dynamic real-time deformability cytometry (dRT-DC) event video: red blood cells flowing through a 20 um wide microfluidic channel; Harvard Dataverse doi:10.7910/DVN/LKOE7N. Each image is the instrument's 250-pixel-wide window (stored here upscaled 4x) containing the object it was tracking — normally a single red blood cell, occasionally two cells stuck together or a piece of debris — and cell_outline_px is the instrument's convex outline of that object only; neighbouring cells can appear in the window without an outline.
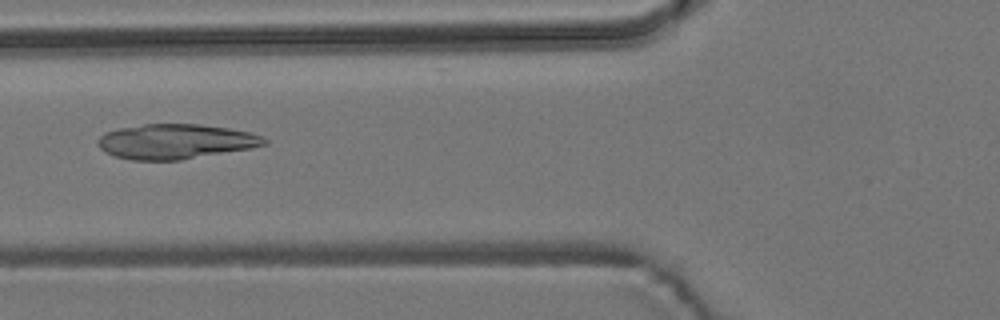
{"species": "common noctule bat (a hibernating species)", "species_latin": "Nyctalus noctula", "temperature_condition": "room temperature", "stored_images_in_passage": 5, "camera_frame_rate_fps": 3000, "um_per_image_px": 0.085, "animal": {"sex": "male", "body_mass_g": 19.2, "forearm_length_mm": 51.8}, "frame": {"image": 1, "passage_image": 5, "time_ms": 5.667, "image_size_px": [1000, 320], "cell_outline_px": [[268, 144], [252, 148], [180, 160], [132, 160], [116, 156], [104, 152], [100, 148], [96, 140], [104, 132], [120, 128], [144, 124], [200, 124], [228, 128], [248, 132], [260, 136], [268, 140]], "centroid_in_image_um": [14.9, 12.03], "position_along_channel_um": 110.9, "area_um2": 33.81}}